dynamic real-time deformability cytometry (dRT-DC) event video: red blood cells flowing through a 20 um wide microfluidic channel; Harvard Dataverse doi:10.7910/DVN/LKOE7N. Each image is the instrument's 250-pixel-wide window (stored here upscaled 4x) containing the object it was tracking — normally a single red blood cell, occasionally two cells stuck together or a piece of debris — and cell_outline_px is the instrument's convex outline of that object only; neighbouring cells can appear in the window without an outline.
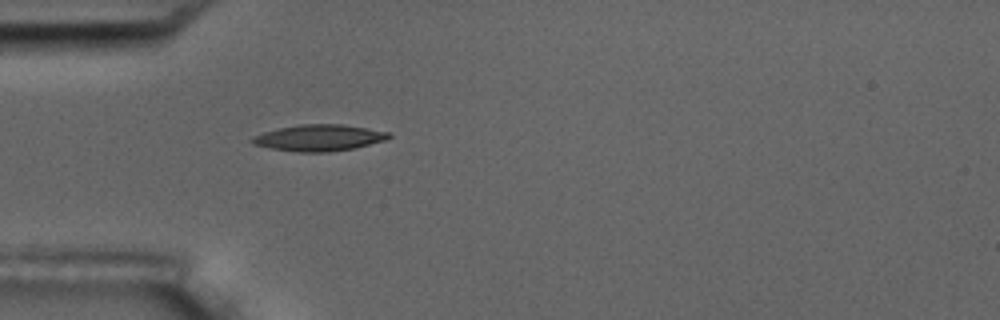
{"species": "common noctule bat (a hibernating species)", "species_latin": "Nyctalus noctula", "temperature_condition": "room temperature", "stored_images_in_passage": 1, "camera_frame_rate_fps": 3000, "um_per_image_px": 0.085, "animal": {"sex": "male", "body_mass_g": 17.5, "forearm_length_mm": 52.3}, "frame": {"image": 1, "passage_image": 1, "time_ms": 0.0, "image_size_px": [1000, 320], "cell_outline_px": [[392, 136], [388, 140], [352, 148], [328, 152], [300, 152], [272, 148], [252, 144], [248, 140], [252, 136], [264, 132], [280, 128], [300, 124], [340, 124], [392, 132]], "centroid_in_image_um": [27.14, 11.71], "position_along_channel_um": 57.9, "area_um2": 20.98}}